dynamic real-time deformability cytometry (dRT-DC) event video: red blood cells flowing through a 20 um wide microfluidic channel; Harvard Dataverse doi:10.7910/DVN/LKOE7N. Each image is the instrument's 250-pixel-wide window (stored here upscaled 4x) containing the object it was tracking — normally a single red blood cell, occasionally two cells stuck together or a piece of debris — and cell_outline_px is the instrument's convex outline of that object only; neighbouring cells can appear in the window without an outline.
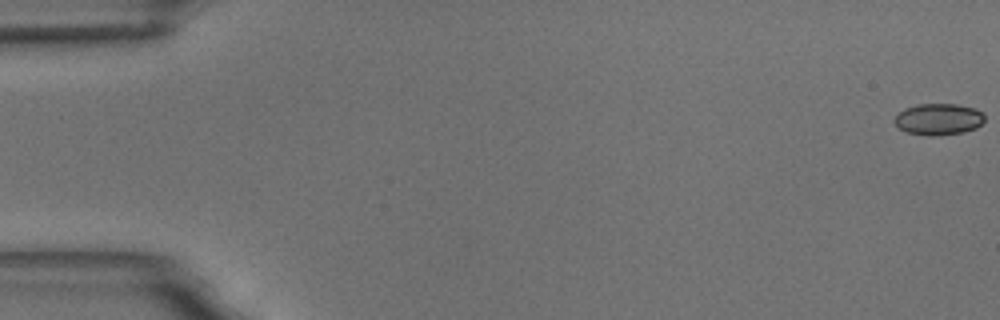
{"species": "common noctule bat (a hibernating species)", "species_latin": "Nyctalus noctula", "temperature_condition": "room temperature", "stored_images_in_passage": 57, "camera_frame_rate_fps": 3000, "um_per_image_px": 0.085, "animal": {"sex": "male", "body_mass_g": 18.8}, "frame": {"image": 1, "passage_image": 1, "time_ms": 0.0, "image_size_px": [1000, 320], "cell_outline_px": [[984, 120], [976, 128], [964, 132], [940, 136], [928, 136], [908, 132], [900, 128], [892, 120], [904, 108], [916, 104], [956, 104], [976, 108], [984, 116]], "centroid_in_image_um": [79.77, 10.13], "position_along_channel_um": 5.2, "area_um2": 16.59}}
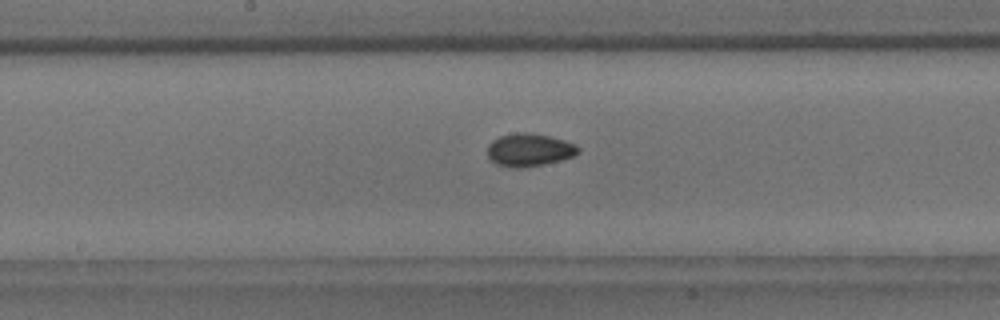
{"frame": {"image": 2, "passage_image": 30, "time_ms": 9.667, "image_size_px": [1000, 320], "cell_outline_px": [[580, 152], [572, 156], [560, 160], [544, 164], [520, 168], [512, 168], [496, 164], [488, 156], [488, 144], [492, 140], [500, 136], [520, 132], [528, 132], [548, 136], [564, 140], [576, 144], [580, 148]], "centroid_in_image_um": [44.99, 12.74], "position_along_channel_um": 203.2, "area_um2": 17.34}}
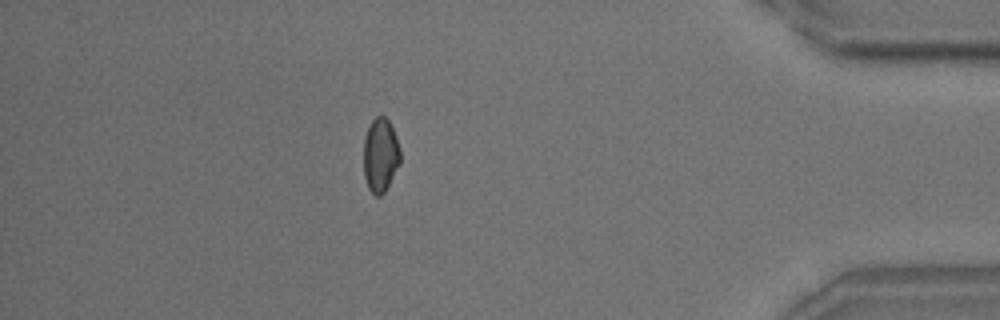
{"frame": {"image": 3, "passage_image": 50, "time_ms": 16.333, "image_size_px": [1000, 320], "cell_outline_px": [[400, 164], [384, 192], [380, 196], [376, 196], [368, 188], [364, 176], [364, 136], [372, 120], [376, 116], [384, 116], [388, 120], [392, 128], [400, 148]], "centroid_in_image_um": [32.33, 13.19], "position_along_channel_um": 402.9, "area_um2": 15.72}, "authors_computed_cell_mechanics": {"area_um2": 16.3574, "velocity_mm_per_s": 3.6256, "shape_relaxation_time_tau1_ms": null, "shape_relaxation_time_tau2_ms": 3.2279, "deformation_change_tau1": null, "deformation_change_tau2": 0.0367}}